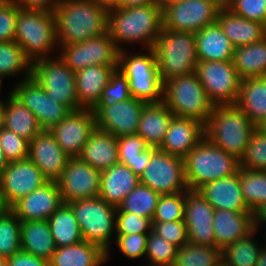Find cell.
<instances>
[{
  "label": "cell",
  "mask_w": 266,
  "mask_h": 266,
  "mask_svg": "<svg viewBox=\"0 0 266 266\" xmlns=\"http://www.w3.org/2000/svg\"><path fill=\"white\" fill-rule=\"evenodd\" d=\"M156 149L137 133L118 138L119 163L131 168L138 177L144 172Z\"/></svg>",
  "instance_id": "obj_37"
},
{
  "label": "cell",
  "mask_w": 266,
  "mask_h": 266,
  "mask_svg": "<svg viewBox=\"0 0 266 266\" xmlns=\"http://www.w3.org/2000/svg\"><path fill=\"white\" fill-rule=\"evenodd\" d=\"M199 61H231L235 46L218 22L195 33Z\"/></svg>",
  "instance_id": "obj_30"
},
{
  "label": "cell",
  "mask_w": 266,
  "mask_h": 266,
  "mask_svg": "<svg viewBox=\"0 0 266 266\" xmlns=\"http://www.w3.org/2000/svg\"><path fill=\"white\" fill-rule=\"evenodd\" d=\"M240 167L266 171V135L258 128L251 134L246 152L240 160Z\"/></svg>",
  "instance_id": "obj_46"
},
{
  "label": "cell",
  "mask_w": 266,
  "mask_h": 266,
  "mask_svg": "<svg viewBox=\"0 0 266 266\" xmlns=\"http://www.w3.org/2000/svg\"><path fill=\"white\" fill-rule=\"evenodd\" d=\"M139 182L160 195L185 192L189 188L185 179L184 158L170 155L157 148L139 177Z\"/></svg>",
  "instance_id": "obj_13"
},
{
  "label": "cell",
  "mask_w": 266,
  "mask_h": 266,
  "mask_svg": "<svg viewBox=\"0 0 266 266\" xmlns=\"http://www.w3.org/2000/svg\"><path fill=\"white\" fill-rule=\"evenodd\" d=\"M254 266H266V245L265 247H263L262 245V247L260 248L256 264Z\"/></svg>",
  "instance_id": "obj_60"
},
{
  "label": "cell",
  "mask_w": 266,
  "mask_h": 266,
  "mask_svg": "<svg viewBox=\"0 0 266 266\" xmlns=\"http://www.w3.org/2000/svg\"><path fill=\"white\" fill-rule=\"evenodd\" d=\"M2 80H3V79L0 77V89H1V83H2ZM0 91H1V90H0Z\"/></svg>",
  "instance_id": "obj_67"
},
{
  "label": "cell",
  "mask_w": 266,
  "mask_h": 266,
  "mask_svg": "<svg viewBox=\"0 0 266 266\" xmlns=\"http://www.w3.org/2000/svg\"><path fill=\"white\" fill-rule=\"evenodd\" d=\"M148 54L127 56L125 49L119 51L118 68L127 79L131 97L145 103L163 102V82L158 72L153 48Z\"/></svg>",
  "instance_id": "obj_8"
},
{
  "label": "cell",
  "mask_w": 266,
  "mask_h": 266,
  "mask_svg": "<svg viewBox=\"0 0 266 266\" xmlns=\"http://www.w3.org/2000/svg\"><path fill=\"white\" fill-rule=\"evenodd\" d=\"M160 194L147 185L139 183L117 207L116 212H129L152 220Z\"/></svg>",
  "instance_id": "obj_40"
},
{
  "label": "cell",
  "mask_w": 266,
  "mask_h": 266,
  "mask_svg": "<svg viewBox=\"0 0 266 266\" xmlns=\"http://www.w3.org/2000/svg\"><path fill=\"white\" fill-rule=\"evenodd\" d=\"M147 103L131 97L109 106H96V128L110 133L117 138L136 134L141 113Z\"/></svg>",
  "instance_id": "obj_18"
},
{
  "label": "cell",
  "mask_w": 266,
  "mask_h": 266,
  "mask_svg": "<svg viewBox=\"0 0 266 266\" xmlns=\"http://www.w3.org/2000/svg\"><path fill=\"white\" fill-rule=\"evenodd\" d=\"M0 266H9L8 260L0 258Z\"/></svg>",
  "instance_id": "obj_65"
},
{
  "label": "cell",
  "mask_w": 266,
  "mask_h": 266,
  "mask_svg": "<svg viewBox=\"0 0 266 266\" xmlns=\"http://www.w3.org/2000/svg\"><path fill=\"white\" fill-rule=\"evenodd\" d=\"M116 236L129 234H149L153 223L150 218L129 212H116Z\"/></svg>",
  "instance_id": "obj_51"
},
{
  "label": "cell",
  "mask_w": 266,
  "mask_h": 266,
  "mask_svg": "<svg viewBox=\"0 0 266 266\" xmlns=\"http://www.w3.org/2000/svg\"><path fill=\"white\" fill-rule=\"evenodd\" d=\"M15 41L32 62L51 57L49 52L58 47L54 13L20 8Z\"/></svg>",
  "instance_id": "obj_6"
},
{
  "label": "cell",
  "mask_w": 266,
  "mask_h": 266,
  "mask_svg": "<svg viewBox=\"0 0 266 266\" xmlns=\"http://www.w3.org/2000/svg\"><path fill=\"white\" fill-rule=\"evenodd\" d=\"M152 223V231L176 247L180 248L188 243L187 228L184 220Z\"/></svg>",
  "instance_id": "obj_53"
},
{
  "label": "cell",
  "mask_w": 266,
  "mask_h": 266,
  "mask_svg": "<svg viewBox=\"0 0 266 266\" xmlns=\"http://www.w3.org/2000/svg\"><path fill=\"white\" fill-rule=\"evenodd\" d=\"M155 1L161 8H164L166 5L179 0H155Z\"/></svg>",
  "instance_id": "obj_63"
},
{
  "label": "cell",
  "mask_w": 266,
  "mask_h": 266,
  "mask_svg": "<svg viewBox=\"0 0 266 266\" xmlns=\"http://www.w3.org/2000/svg\"><path fill=\"white\" fill-rule=\"evenodd\" d=\"M49 180L30 160L8 163L0 175V196L5 208H10L20 198L43 186Z\"/></svg>",
  "instance_id": "obj_16"
},
{
  "label": "cell",
  "mask_w": 266,
  "mask_h": 266,
  "mask_svg": "<svg viewBox=\"0 0 266 266\" xmlns=\"http://www.w3.org/2000/svg\"><path fill=\"white\" fill-rule=\"evenodd\" d=\"M0 134H1V126H0ZM9 161L6 159L4 152L0 148V175L3 170L8 166Z\"/></svg>",
  "instance_id": "obj_61"
},
{
  "label": "cell",
  "mask_w": 266,
  "mask_h": 266,
  "mask_svg": "<svg viewBox=\"0 0 266 266\" xmlns=\"http://www.w3.org/2000/svg\"><path fill=\"white\" fill-rule=\"evenodd\" d=\"M21 250L51 260L56 246L47 220L21 221Z\"/></svg>",
  "instance_id": "obj_34"
},
{
  "label": "cell",
  "mask_w": 266,
  "mask_h": 266,
  "mask_svg": "<svg viewBox=\"0 0 266 266\" xmlns=\"http://www.w3.org/2000/svg\"><path fill=\"white\" fill-rule=\"evenodd\" d=\"M153 49L162 82L195 72L199 62L195 33L162 29Z\"/></svg>",
  "instance_id": "obj_5"
},
{
  "label": "cell",
  "mask_w": 266,
  "mask_h": 266,
  "mask_svg": "<svg viewBox=\"0 0 266 266\" xmlns=\"http://www.w3.org/2000/svg\"><path fill=\"white\" fill-rule=\"evenodd\" d=\"M254 228L257 229L260 224H266V203L262 204L253 212Z\"/></svg>",
  "instance_id": "obj_57"
},
{
  "label": "cell",
  "mask_w": 266,
  "mask_h": 266,
  "mask_svg": "<svg viewBox=\"0 0 266 266\" xmlns=\"http://www.w3.org/2000/svg\"><path fill=\"white\" fill-rule=\"evenodd\" d=\"M232 62L241 80L266 77V37L256 43L235 47Z\"/></svg>",
  "instance_id": "obj_35"
},
{
  "label": "cell",
  "mask_w": 266,
  "mask_h": 266,
  "mask_svg": "<svg viewBox=\"0 0 266 266\" xmlns=\"http://www.w3.org/2000/svg\"><path fill=\"white\" fill-rule=\"evenodd\" d=\"M257 229L247 236L238 239L221 249V264L223 266H254L258 252L262 246H258L253 238ZM253 238V239H252Z\"/></svg>",
  "instance_id": "obj_39"
},
{
  "label": "cell",
  "mask_w": 266,
  "mask_h": 266,
  "mask_svg": "<svg viewBox=\"0 0 266 266\" xmlns=\"http://www.w3.org/2000/svg\"><path fill=\"white\" fill-rule=\"evenodd\" d=\"M76 217L84 241L100 246L109 257L110 238L116 230L117 207L99 196L67 204ZM113 232V233H112Z\"/></svg>",
  "instance_id": "obj_9"
},
{
  "label": "cell",
  "mask_w": 266,
  "mask_h": 266,
  "mask_svg": "<svg viewBox=\"0 0 266 266\" xmlns=\"http://www.w3.org/2000/svg\"><path fill=\"white\" fill-rule=\"evenodd\" d=\"M239 177L243 199L253 213L266 203V171L239 167Z\"/></svg>",
  "instance_id": "obj_41"
},
{
  "label": "cell",
  "mask_w": 266,
  "mask_h": 266,
  "mask_svg": "<svg viewBox=\"0 0 266 266\" xmlns=\"http://www.w3.org/2000/svg\"><path fill=\"white\" fill-rule=\"evenodd\" d=\"M139 183V177L131 168L121 163L114 164L101 172L99 197L118 207Z\"/></svg>",
  "instance_id": "obj_27"
},
{
  "label": "cell",
  "mask_w": 266,
  "mask_h": 266,
  "mask_svg": "<svg viewBox=\"0 0 266 266\" xmlns=\"http://www.w3.org/2000/svg\"><path fill=\"white\" fill-rule=\"evenodd\" d=\"M257 126L236 105H214L205 124V138L239 161L243 158Z\"/></svg>",
  "instance_id": "obj_3"
},
{
  "label": "cell",
  "mask_w": 266,
  "mask_h": 266,
  "mask_svg": "<svg viewBox=\"0 0 266 266\" xmlns=\"http://www.w3.org/2000/svg\"><path fill=\"white\" fill-rule=\"evenodd\" d=\"M162 28V8L157 3L109 10L108 33L119 50L121 44L136 42L153 48Z\"/></svg>",
  "instance_id": "obj_2"
},
{
  "label": "cell",
  "mask_w": 266,
  "mask_h": 266,
  "mask_svg": "<svg viewBox=\"0 0 266 266\" xmlns=\"http://www.w3.org/2000/svg\"><path fill=\"white\" fill-rule=\"evenodd\" d=\"M60 47L62 51L60 58L75 73L95 65L118 67L120 50L108 32L79 43Z\"/></svg>",
  "instance_id": "obj_14"
},
{
  "label": "cell",
  "mask_w": 266,
  "mask_h": 266,
  "mask_svg": "<svg viewBox=\"0 0 266 266\" xmlns=\"http://www.w3.org/2000/svg\"><path fill=\"white\" fill-rule=\"evenodd\" d=\"M21 70L26 78L32 77V61L22 47L15 40L0 42V77L16 76Z\"/></svg>",
  "instance_id": "obj_43"
},
{
  "label": "cell",
  "mask_w": 266,
  "mask_h": 266,
  "mask_svg": "<svg viewBox=\"0 0 266 266\" xmlns=\"http://www.w3.org/2000/svg\"><path fill=\"white\" fill-rule=\"evenodd\" d=\"M221 249L188 242L178 248L172 266H220Z\"/></svg>",
  "instance_id": "obj_42"
},
{
  "label": "cell",
  "mask_w": 266,
  "mask_h": 266,
  "mask_svg": "<svg viewBox=\"0 0 266 266\" xmlns=\"http://www.w3.org/2000/svg\"><path fill=\"white\" fill-rule=\"evenodd\" d=\"M173 117V113L163 102L148 103L141 113L137 134L150 146L159 148Z\"/></svg>",
  "instance_id": "obj_31"
},
{
  "label": "cell",
  "mask_w": 266,
  "mask_h": 266,
  "mask_svg": "<svg viewBox=\"0 0 266 266\" xmlns=\"http://www.w3.org/2000/svg\"><path fill=\"white\" fill-rule=\"evenodd\" d=\"M101 7L106 10L121 8V0H95Z\"/></svg>",
  "instance_id": "obj_58"
},
{
  "label": "cell",
  "mask_w": 266,
  "mask_h": 266,
  "mask_svg": "<svg viewBox=\"0 0 266 266\" xmlns=\"http://www.w3.org/2000/svg\"><path fill=\"white\" fill-rule=\"evenodd\" d=\"M96 129L95 115L91 109L71 111L49 131L62 150L70 157H78L90 135Z\"/></svg>",
  "instance_id": "obj_20"
},
{
  "label": "cell",
  "mask_w": 266,
  "mask_h": 266,
  "mask_svg": "<svg viewBox=\"0 0 266 266\" xmlns=\"http://www.w3.org/2000/svg\"><path fill=\"white\" fill-rule=\"evenodd\" d=\"M78 158L100 172L109 169L119 163L118 138L96 128Z\"/></svg>",
  "instance_id": "obj_28"
},
{
  "label": "cell",
  "mask_w": 266,
  "mask_h": 266,
  "mask_svg": "<svg viewBox=\"0 0 266 266\" xmlns=\"http://www.w3.org/2000/svg\"><path fill=\"white\" fill-rule=\"evenodd\" d=\"M185 192L161 195L152 222L184 220Z\"/></svg>",
  "instance_id": "obj_47"
},
{
  "label": "cell",
  "mask_w": 266,
  "mask_h": 266,
  "mask_svg": "<svg viewBox=\"0 0 266 266\" xmlns=\"http://www.w3.org/2000/svg\"><path fill=\"white\" fill-rule=\"evenodd\" d=\"M6 105H7V100L6 102H3L0 99V126H3V123H4V114H5Z\"/></svg>",
  "instance_id": "obj_62"
},
{
  "label": "cell",
  "mask_w": 266,
  "mask_h": 266,
  "mask_svg": "<svg viewBox=\"0 0 266 266\" xmlns=\"http://www.w3.org/2000/svg\"><path fill=\"white\" fill-rule=\"evenodd\" d=\"M53 13L58 47L108 32L109 11L95 0H60Z\"/></svg>",
  "instance_id": "obj_1"
},
{
  "label": "cell",
  "mask_w": 266,
  "mask_h": 266,
  "mask_svg": "<svg viewBox=\"0 0 266 266\" xmlns=\"http://www.w3.org/2000/svg\"><path fill=\"white\" fill-rule=\"evenodd\" d=\"M195 73L214 105L236 104L241 79L231 61H199Z\"/></svg>",
  "instance_id": "obj_12"
},
{
  "label": "cell",
  "mask_w": 266,
  "mask_h": 266,
  "mask_svg": "<svg viewBox=\"0 0 266 266\" xmlns=\"http://www.w3.org/2000/svg\"><path fill=\"white\" fill-rule=\"evenodd\" d=\"M224 5L234 14L266 26V0H225Z\"/></svg>",
  "instance_id": "obj_50"
},
{
  "label": "cell",
  "mask_w": 266,
  "mask_h": 266,
  "mask_svg": "<svg viewBox=\"0 0 266 266\" xmlns=\"http://www.w3.org/2000/svg\"><path fill=\"white\" fill-rule=\"evenodd\" d=\"M32 78L46 91L49 97L64 104L71 111H78L75 72L59 58H44L32 62Z\"/></svg>",
  "instance_id": "obj_11"
},
{
  "label": "cell",
  "mask_w": 266,
  "mask_h": 266,
  "mask_svg": "<svg viewBox=\"0 0 266 266\" xmlns=\"http://www.w3.org/2000/svg\"><path fill=\"white\" fill-rule=\"evenodd\" d=\"M178 247L151 231L147 238L146 253L150 266H172Z\"/></svg>",
  "instance_id": "obj_45"
},
{
  "label": "cell",
  "mask_w": 266,
  "mask_h": 266,
  "mask_svg": "<svg viewBox=\"0 0 266 266\" xmlns=\"http://www.w3.org/2000/svg\"><path fill=\"white\" fill-rule=\"evenodd\" d=\"M217 22L235 47L246 46L266 37V26L234 14L225 5L219 10Z\"/></svg>",
  "instance_id": "obj_26"
},
{
  "label": "cell",
  "mask_w": 266,
  "mask_h": 266,
  "mask_svg": "<svg viewBox=\"0 0 266 266\" xmlns=\"http://www.w3.org/2000/svg\"><path fill=\"white\" fill-rule=\"evenodd\" d=\"M5 209L0 196V213Z\"/></svg>",
  "instance_id": "obj_66"
},
{
  "label": "cell",
  "mask_w": 266,
  "mask_h": 266,
  "mask_svg": "<svg viewBox=\"0 0 266 266\" xmlns=\"http://www.w3.org/2000/svg\"><path fill=\"white\" fill-rule=\"evenodd\" d=\"M214 208L198 190L185 191L184 222L188 242L216 247L213 219Z\"/></svg>",
  "instance_id": "obj_19"
},
{
  "label": "cell",
  "mask_w": 266,
  "mask_h": 266,
  "mask_svg": "<svg viewBox=\"0 0 266 266\" xmlns=\"http://www.w3.org/2000/svg\"><path fill=\"white\" fill-rule=\"evenodd\" d=\"M224 0H179L162 8L163 28L197 33L217 22Z\"/></svg>",
  "instance_id": "obj_10"
},
{
  "label": "cell",
  "mask_w": 266,
  "mask_h": 266,
  "mask_svg": "<svg viewBox=\"0 0 266 266\" xmlns=\"http://www.w3.org/2000/svg\"><path fill=\"white\" fill-rule=\"evenodd\" d=\"M266 135V120L263 121L259 126H257Z\"/></svg>",
  "instance_id": "obj_64"
},
{
  "label": "cell",
  "mask_w": 266,
  "mask_h": 266,
  "mask_svg": "<svg viewBox=\"0 0 266 266\" xmlns=\"http://www.w3.org/2000/svg\"><path fill=\"white\" fill-rule=\"evenodd\" d=\"M155 3V0H121V8Z\"/></svg>",
  "instance_id": "obj_59"
},
{
  "label": "cell",
  "mask_w": 266,
  "mask_h": 266,
  "mask_svg": "<svg viewBox=\"0 0 266 266\" xmlns=\"http://www.w3.org/2000/svg\"><path fill=\"white\" fill-rule=\"evenodd\" d=\"M198 191L214 210L252 213L243 199L239 169L236 174L205 184Z\"/></svg>",
  "instance_id": "obj_24"
},
{
  "label": "cell",
  "mask_w": 266,
  "mask_h": 266,
  "mask_svg": "<svg viewBox=\"0 0 266 266\" xmlns=\"http://www.w3.org/2000/svg\"><path fill=\"white\" fill-rule=\"evenodd\" d=\"M106 259L107 252L100 246L83 240L74 245L56 248L49 266H100Z\"/></svg>",
  "instance_id": "obj_33"
},
{
  "label": "cell",
  "mask_w": 266,
  "mask_h": 266,
  "mask_svg": "<svg viewBox=\"0 0 266 266\" xmlns=\"http://www.w3.org/2000/svg\"><path fill=\"white\" fill-rule=\"evenodd\" d=\"M163 103L174 116L194 118L203 124L214 107L195 72L163 82Z\"/></svg>",
  "instance_id": "obj_7"
},
{
  "label": "cell",
  "mask_w": 266,
  "mask_h": 266,
  "mask_svg": "<svg viewBox=\"0 0 266 266\" xmlns=\"http://www.w3.org/2000/svg\"><path fill=\"white\" fill-rule=\"evenodd\" d=\"M11 93L35 114L43 130H50L71 112L67 106L49 97L44 88L32 77L20 80Z\"/></svg>",
  "instance_id": "obj_15"
},
{
  "label": "cell",
  "mask_w": 266,
  "mask_h": 266,
  "mask_svg": "<svg viewBox=\"0 0 266 266\" xmlns=\"http://www.w3.org/2000/svg\"><path fill=\"white\" fill-rule=\"evenodd\" d=\"M118 67L88 66L75 73L76 91L80 109L93 110L99 102L102 90L109 83Z\"/></svg>",
  "instance_id": "obj_25"
},
{
  "label": "cell",
  "mask_w": 266,
  "mask_h": 266,
  "mask_svg": "<svg viewBox=\"0 0 266 266\" xmlns=\"http://www.w3.org/2000/svg\"><path fill=\"white\" fill-rule=\"evenodd\" d=\"M21 7L13 0L0 4V42L15 40L17 15Z\"/></svg>",
  "instance_id": "obj_52"
},
{
  "label": "cell",
  "mask_w": 266,
  "mask_h": 266,
  "mask_svg": "<svg viewBox=\"0 0 266 266\" xmlns=\"http://www.w3.org/2000/svg\"><path fill=\"white\" fill-rule=\"evenodd\" d=\"M216 247H223L250 234L254 228L253 213L215 210L213 219Z\"/></svg>",
  "instance_id": "obj_29"
},
{
  "label": "cell",
  "mask_w": 266,
  "mask_h": 266,
  "mask_svg": "<svg viewBox=\"0 0 266 266\" xmlns=\"http://www.w3.org/2000/svg\"><path fill=\"white\" fill-rule=\"evenodd\" d=\"M21 250V220L9 209L0 213V258L8 259Z\"/></svg>",
  "instance_id": "obj_44"
},
{
  "label": "cell",
  "mask_w": 266,
  "mask_h": 266,
  "mask_svg": "<svg viewBox=\"0 0 266 266\" xmlns=\"http://www.w3.org/2000/svg\"><path fill=\"white\" fill-rule=\"evenodd\" d=\"M47 221L56 248L74 245L83 241L76 217L67 204L63 203Z\"/></svg>",
  "instance_id": "obj_38"
},
{
  "label": "cell",
  "mask_w": 266,
  "mask_h": 266,
  "mask_svg": "<svg viewBox=\"0 0 266 266\" xmlns=\"http://www.w3.org/2000/svg\"><path fill=\"white\" fill-rule=\"evenodd\" d=\"M236 105L259 126L266 120V77L242 79Z\"/></svg>",
  "instance_id": "obj_32"
},
{
  "label": "cell",
  "mask_w": 266,
  "mask_h": 266,
  "mask_svg": "<svg viewBox=\"0 0 266 266\" xmlns=\"http://www.w3.org/2000/svg\"><path fill=\"white\" fill-rule=\"evenodd\" d=\"M100 181L101 172L78 157L70 158L62 174L56 180L64 204L79 199L98 197Z\"/></svg>",
  "instance_id": "obj_17"
},
{
  "label": "cell",
  "mask_w": 266,
  "mask_h": 266,
  "mask_svg": "<svg viewBox=\"0 0 266 266\" xmlns=\"http://www.w3.org/2000/svg\"><path fill=\"white\" fill-rule=\"evenodd\" d=\"M0 148L9 162L28 158L29 141L1 126Z\"/></svg>",
  "instance_id": "obj_49"
},
{
  "label": "cell",
  "mask_w": 266,
  "mask_h": 266,
  "mask_svg": "<svg viewBox=\"0 0 266 266\" xmlns=\"http://www.w3.org/2000/svg\"><path fill=\"white\" fill-rule=\"evenodd\" d=\"M3 127L28 141L43 130L35 114L18 101L11 92L7 98Z\"/></svg>",
  "instance_id": "obj_36"
},
{
  "label": "cell",
  "mask_w": 266,
  "mask_h": 266,
  "mask_svg": "<svg viewBox=\"0 0 266 266\" xmlns=\"http://www.w3.org/2000/svg\"><path fill=\"white\" fill-rule=\"evenodd\" d=\"M240 161L205 137L184 157L185 179L188 188L201 186L238 172Z\"/></svg>",
  "instance_id": "obj_4"
},
{
  "label": "cell",
  "mask_w": 266,
  "mask_h": 266,
  "mask_svg": "<svg viewBox=\"0 0 266 266\" xmlns=\"http://www.w3.org/2000/svg\"><path fill=\"white\" fill-rule=\"evenodd\" d=\"M63 204L56 181H48L43 186L20 198L9 209L21 221H44Z\"/></svg>",
  "instance_id": "obj_21"
},
{
  "label": "cell",
  "mask_w": 266,
  "mask_h": 266,
  "mask_svg": "<svg viewBox=\"0 0 266 266\" xmlns=\"http://www.w3.org/2000/svg\"><path fill=\"white\" fill-rule=\"evenodd\" d=\"M23 9L54 12L60 0H13Z\"/></svg>",
  "instance_id": "obj_56"
},
{
  "label": "cell",
  "mask_w": 266,
  "mask_h": 266,
  "mask_svg": "<svg viewBox=\"0 0 266 266\" xmlns=\"http://www.w3.org/2000/svg\"><path fill=\"white\" fill-rule=\"evenodd\" d=\"M205 124L194 118L174 116L159 149L184 158L205 137Z\"/></svg>",
  "instance_id": "obj_23"
},
{
  "label": "cell",
  "mask_w": 266,
  "mask_h": 266,
  "mask_svg": "<svg viewBox=\"0 0 266 266\" xmlns=\"http://www.w3.org/2000/svg\"><path fill=\"white\" fill-rule=\"evenodd\" d=\"M28 159L40 169L49 181H56L70 157L62 150L49 130H42L29 141Z\"/></svg>",
  "instance_id": "obj_22"
},
{
  "label": "cell",
  "mask_w": 266,
  "mask_h": 266,
  "mask_svg": "<svg viewBox=\"0 0 266 266\" xmlns=\"http://www.w3.org/2000/svg\"><path fill=\"white\" fill-rule=\"evenodd\" d=\"M129 98H131V95L128 79L116 69L111 75L109 83L102 90L101 97L96 106H109Z\"/></svg>",
  "instance_id": "obj_48"
},
{
  "label": "cell",
  "mask_w": 266,
  "mask_h": 266,
  "mask_svg": "<svg viewBox=\"0 0 266 266\" xmlns=\"http://www.w3.org/2000/svg\"><path fill=\"white\" fill-rule=\"evenodd\" d=\"M7 260L9 266H49V261L38 258L23 250H20Z\"/></svg>",
  "instance_id": "obj_55"
},
{
  "label": "cell",
  "mask_w": 266,
  "mask_h": 266,
  "mask_svg": "<svg viewBox=\"0 0 266 266\" xmlns=\"http://www.w3.org/2000/svg\"><path fill=\"white\" fill-rule=\"evenodd\" d=\"M149 234H129L116 237V245L124 256L136 259L145 256Z\"/></svg>",
  "instance_id": "obj_54"
}]
</instances>
